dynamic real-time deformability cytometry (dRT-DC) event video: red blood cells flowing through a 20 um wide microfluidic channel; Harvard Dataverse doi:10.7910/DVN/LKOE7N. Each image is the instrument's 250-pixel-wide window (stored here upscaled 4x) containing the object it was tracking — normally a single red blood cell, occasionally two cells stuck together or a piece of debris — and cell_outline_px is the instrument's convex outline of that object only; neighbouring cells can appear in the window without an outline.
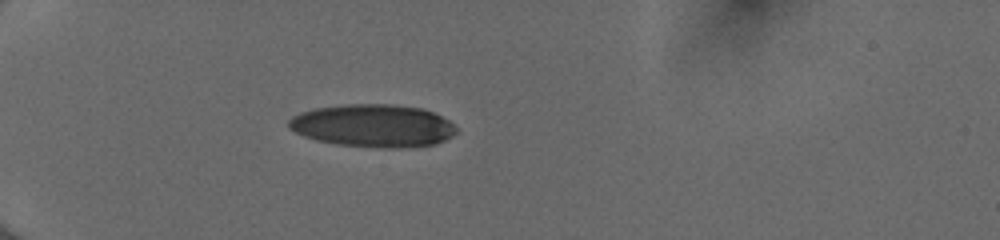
{"species": "human", "species_latin": "Homo sapiens", "temperature_condition": "cold", "stored_images_in_passage": 31, "camera_frame_rate_fps": 3000, "um_per_image_px": 0.085, "donor": {"sex": "female"}, "frame": {"image": 1, "passage_image": 1, "time_ms": 0.0, "image_size_px": [1000, 240], "cell_outline_px": [[456, 132], [452, 136], [436, 144], [400, 148], [384, 148], [340, 144], [316, 140], [304, 136], [288, 128], [288, 120], [292, 116], [300, 112], [312, 108], [348, 104], [392, 104], [424, 108], [448, 120], [456, 128]], "centroid_in_image_um": [31.69, 10.67], "position_along_channel_um": 53.3, "area_um2": 41.79}}
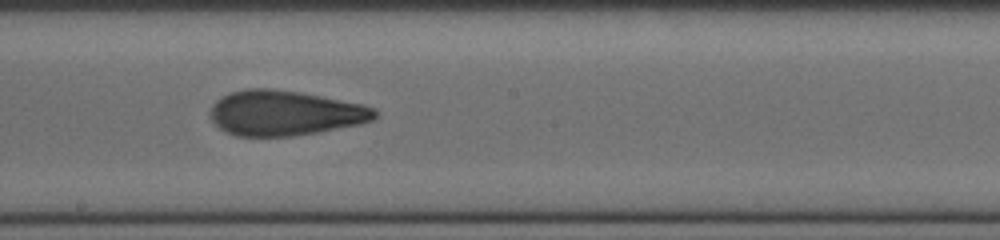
{"frame": {"image": 2, "passage_image": 16, "time_ms": 5.0, "image_size_px": [1000, 240], "cell_outline_px": [[376, 116], [372, 120], [360, 124], [320, 132], [292, 136], [236, 136], [224, 132], [208, 116], [208, 112], [212, 104], [216, 100], [228, 92], [248, 88], [268, 88], [300, 92], [364, 104], [376, 108]], "centroid_in_image_um": [24.18, 9.6], "position_along_channel_um": 224.0, "area_um2": 43.64}}
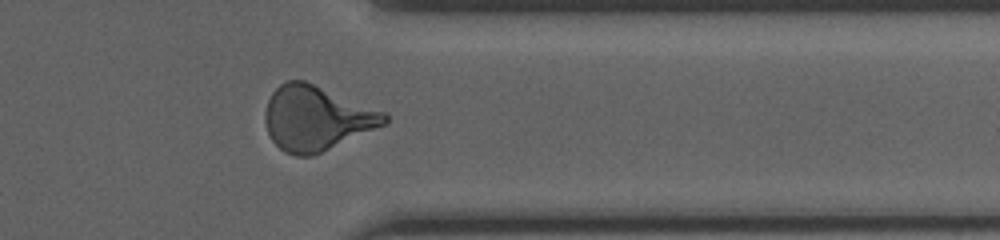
{"frame": {"image": 3, "passage_image": 28, "time_ms": 9.0, "image_size_px": [1000, 240], "cell_outline_px": [[388, 120], [384, 124], [312, 156], [296, 156], [284, 152], [272, 140], [268, 132], [264, 120], [264, 112], [268, 100], [272, 92], [280, 84], [288, 80], [304, 80], [388, 112]], "centroid_in_image_um": [26.88, 10.03], "position_along_channel_um": 384.5, "area_um2": 44.8}, "authors_computed_cell_mechanics": {"area_um2": 42.6564, "velocity_mm_per_s": 4.0576, "shape_relaxation_time_tau1_ms": 6.0861, "shape_relaxation_time_tau2_ms": 1.7801, "deformation_change_tau1": 0.2298, "deformation_change_tau2": 0.1016}}